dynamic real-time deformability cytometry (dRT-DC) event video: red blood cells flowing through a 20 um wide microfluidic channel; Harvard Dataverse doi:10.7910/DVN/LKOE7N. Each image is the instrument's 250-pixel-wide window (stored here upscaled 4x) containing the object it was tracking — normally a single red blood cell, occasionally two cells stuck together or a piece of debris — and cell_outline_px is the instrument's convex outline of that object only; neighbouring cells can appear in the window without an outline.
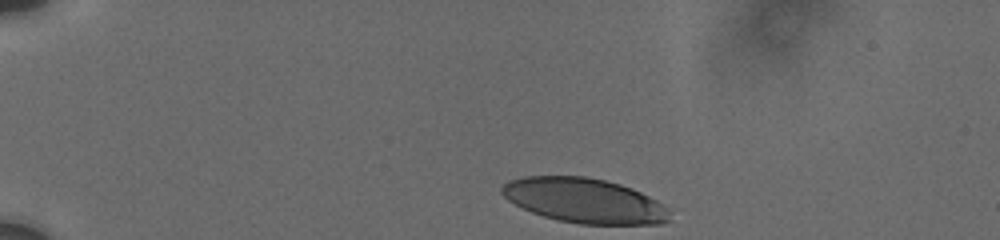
{"species": "human", "species_latin": "Homo sapiens", "temperature_condition": "cold", "stored_images_in_passage": 5, "camera_frame_rate_fps": 3000, "um_per_image_px": 0.085, "donor": {"sex": "male"}, "frame": {"image": 1, "passage_image": 1, "time_ms": 0.0, "image_size_px": [1000, 240], "cell_outline_px": [[668, 220], [660, 224], [580, 224], [556, 220], [532, 212], [508, 200], [500, 192], [500, 188], [508, 180], [524, 176], [584, 176], [604, 180], [620, 184], [632, 188], [656, 200], [668, 208]], "centroid_in_image_um": [49.64, 17.04], "position_along_channel_um": 35.4, "area_um2": 43.58}}
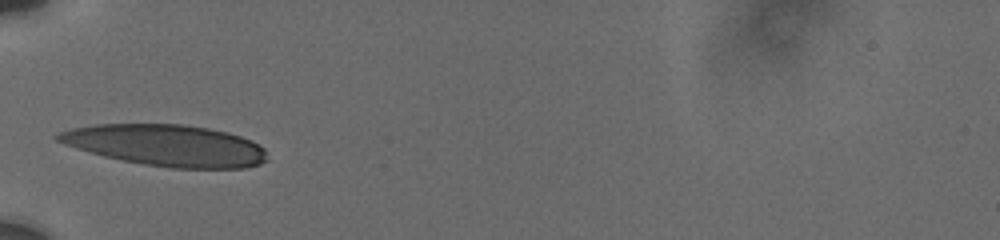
{"frame": {"image": 2, "passage_image": 4, "time_ms": 3.0, "image_size_px": [1000, 240], "cell_outline_px": [[268, 160], [260, 164], [244, 168], [172, 168], [144, 164], [120, 160], [104, 156], [76, 148], [64, 144], [56, 140], [52, 136], [60, 132], [72, 128], [96, 124], [184, 124], [208, 128], [228, 132], [252, 140], [260, 144], [264, 148]], "centroid_in_image_um": [14.14, 12.35], "position_along_channel_um": 70.9, "area_um2": 50.69}}